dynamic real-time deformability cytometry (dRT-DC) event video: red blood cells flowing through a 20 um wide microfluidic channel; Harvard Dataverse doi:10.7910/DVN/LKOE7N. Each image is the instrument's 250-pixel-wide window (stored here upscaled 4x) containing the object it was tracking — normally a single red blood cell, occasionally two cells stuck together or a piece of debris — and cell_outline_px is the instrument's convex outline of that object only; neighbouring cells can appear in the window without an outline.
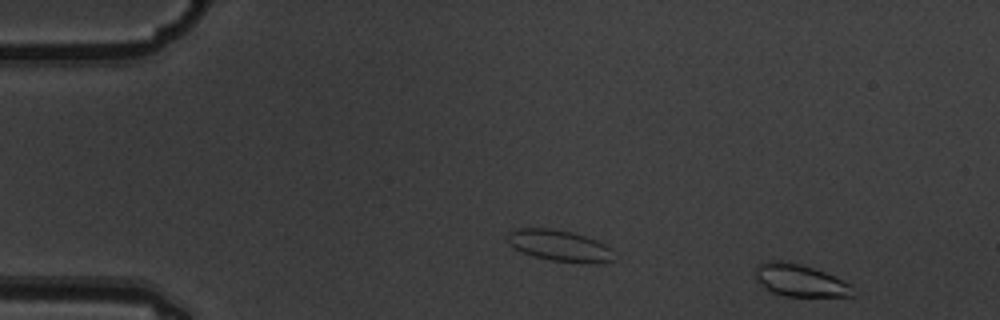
{"species": "common noctule bat (a hibernating species)", "species_latin": "Nyctalus noctula", "temperature_condition": "warm", "stored_images_in_passage": 2, "camera_frame_rate_fps": 3000, "um_per_image_px": 0.085, "animal": {"sex": "male", "body_mass_g": 19.5, "forearm_length_mm": 54.6}, "frame": {"image": 1, "passage_image": 2, "time_ms": 0.333, "image_size_px": [1000, 320], "cell_outline_px": [[852, 296], [784, 296], [768, 292], [756, 280], [756, 264], [768, 260], [780, 260], [800, 264], [824, 272], [844, 280], [852, 284]], "centroid_in_image_um": [67.94, 23.83], "position_along_channel_um": 17.1, "area_um2": 18.44}}